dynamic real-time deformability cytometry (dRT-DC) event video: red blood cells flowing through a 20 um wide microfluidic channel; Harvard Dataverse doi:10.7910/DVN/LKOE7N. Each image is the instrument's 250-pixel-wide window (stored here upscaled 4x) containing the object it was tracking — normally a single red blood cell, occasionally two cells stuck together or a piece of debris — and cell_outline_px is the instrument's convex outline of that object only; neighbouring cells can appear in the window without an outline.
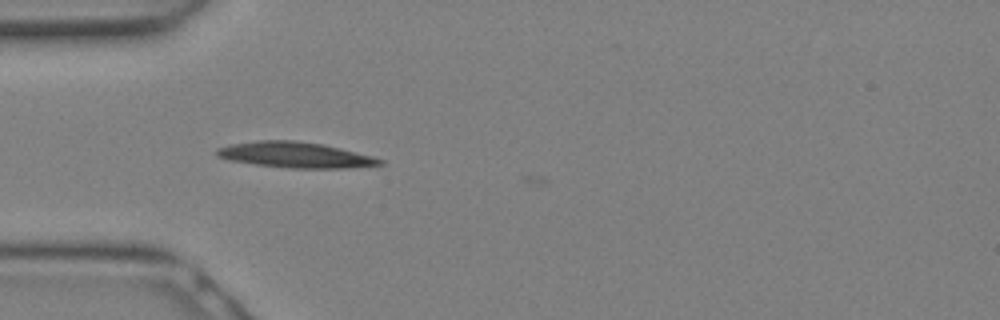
{"species": "Egyptian fruit bat (a non-hibernating species)", "species_latin": "Rousettus aegyptiacus", "temperature_condition": "warm", "stored_images_in_passage": 2, "camera_frame_rate_fps": 3000, "um_per_image_px": 0.085, "animal": {"sex": "female"}, "frame": {"image": 1, "passage_image": 1, "time_ms": 0.0, "image_size_px": [1000, 320], "cell_outline_px": [[384, 164], [348, 168], [288, 168], [256, 164], [228, 160], [216, 156], [216, 148], [228, 144], [256, 140], [292, 140], [324, 144], [372, 156], [384, 160]], "centroid_in_image_um": [25.06, 13.16], "position_along_channel_um": 59.9, "area_um2": 24.51}}